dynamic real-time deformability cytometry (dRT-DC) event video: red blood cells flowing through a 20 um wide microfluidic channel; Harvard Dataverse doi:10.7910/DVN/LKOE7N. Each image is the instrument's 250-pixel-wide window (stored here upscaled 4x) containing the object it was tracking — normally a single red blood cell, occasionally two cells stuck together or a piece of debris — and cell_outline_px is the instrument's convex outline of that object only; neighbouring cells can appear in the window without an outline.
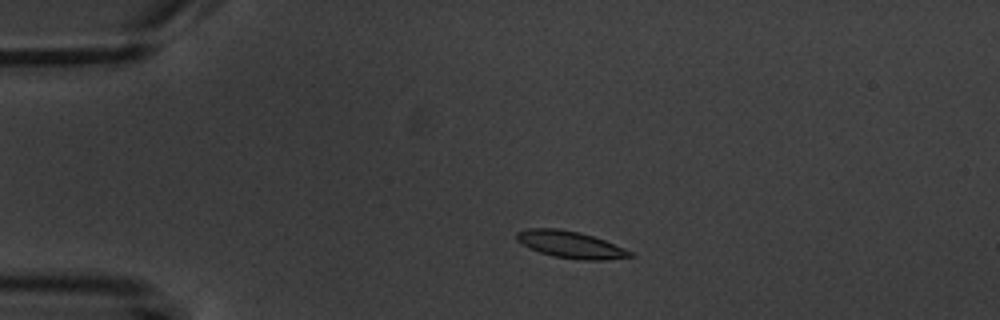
{"species": "common noctule bat (a hibernating species)", "species_latin": "Nyctalus noctula", "temperature_condition": "warm", "stored_images_in_passage": 4, "camera_frame_rate_fps": 3000, "um_per_image_px": 0.085, "animal": {"sex": "male", "body_mass_g": 20.1, "forearm_length_mm": 53.5}, "frame": {"image": 1, "passage_image": 3, "time_ms": 2.333, "image_size_px": [1000, 320], "cell_outline_px": [[636, 256], [608, 260], [584, 260], [552, 256], [528, 248], [516, 240], [516, 232], [528, 228], [560, 228], [580, 232], [604, 240], [624, 248], [632, 252]], "centroid_in_image_um": [48.48, 20.79], "position_along_channel_um": 36.5, "area_um2": 17.92}}